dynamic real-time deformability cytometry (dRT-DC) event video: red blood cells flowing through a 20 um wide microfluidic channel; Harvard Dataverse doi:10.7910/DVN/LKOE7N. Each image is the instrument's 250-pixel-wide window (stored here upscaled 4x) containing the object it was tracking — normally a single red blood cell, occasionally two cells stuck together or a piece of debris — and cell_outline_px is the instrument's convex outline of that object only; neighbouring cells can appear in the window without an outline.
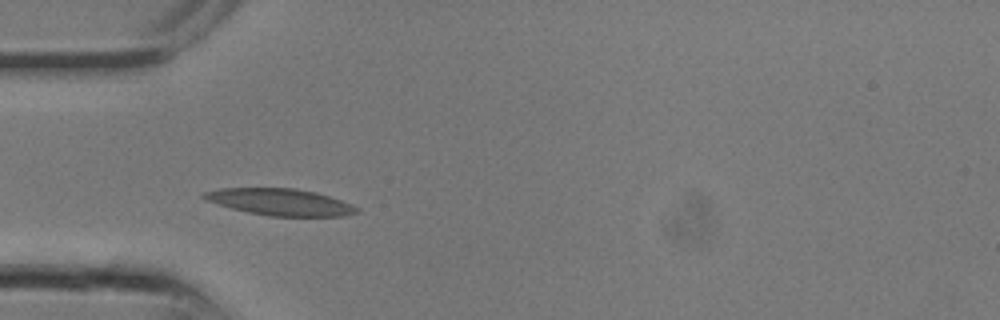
{"species": "common noctule bat (a hibernating species)", "species_latin": "Nyctalus noctula", "temperature_condition": "room temperature", "stored_images_in_passage": 4, "camera_frame_rate_fps": 3000, "um_per_image_px": 0.085, "animal": {"sex": "male", "body_mass_g": 13.3}, "frame": {"image": 1, "passage_image": 1, "time_ms": 0.0, "image_size_px": [1000, 320], "cell_outline_px": [[360, 212], [344, 216], [268, 216], [248, 212], [232, 208], [208, 200], [200, 196], [204, 192], [220, 188], [296, 188], [316, 192], [352, 204], [360, 208]], "centroid_in_image_um": [23.86, 17.17], "position_along_channel_um": 61.1, "area_um2": 23.7}}
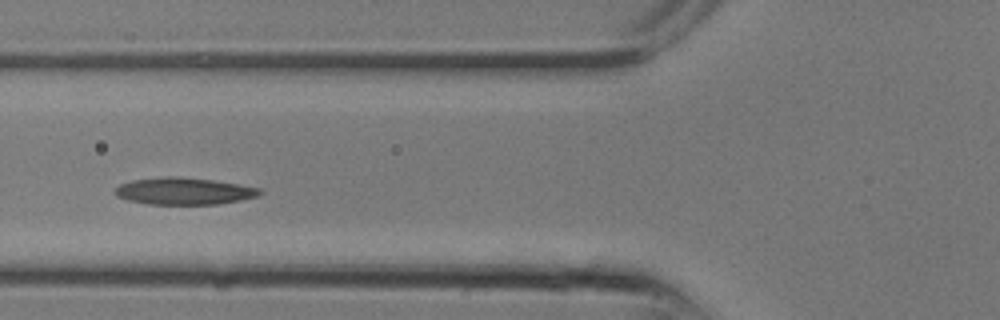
{"frame": {"image": 2, "passage_image": 3, "time_ms": 0.667, "image_size_px": [1000, 320], "cell_outline_px": [[264, 192], [256, 196], [240, 200], [216, 204], [148, 204], [128, 200], [116, 196], [112, 192], [120, 184], [132, 180], [164, 176], [176, 176], [212, 180], [240, 184], [260, 188]], "centroid_in_image_um": [15.61, 16.24], "position_along_channel_um": 110.2, "area_um2": 22.77}}